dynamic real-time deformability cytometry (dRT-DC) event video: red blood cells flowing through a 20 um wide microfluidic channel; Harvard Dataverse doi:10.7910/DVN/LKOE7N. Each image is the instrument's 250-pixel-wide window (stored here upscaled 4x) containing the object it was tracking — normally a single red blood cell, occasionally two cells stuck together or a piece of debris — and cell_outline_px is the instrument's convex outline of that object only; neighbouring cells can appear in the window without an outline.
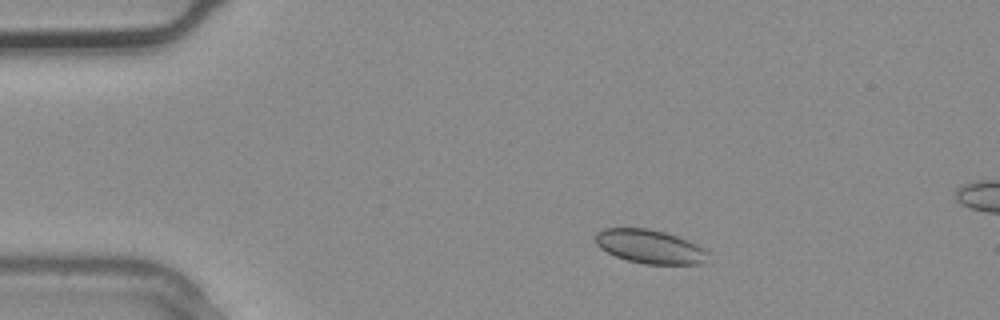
{"species": "common noctule bat (a hibernating species)", "species_latin": "Nyctalus noctula", "temperature_condition": "warm", "stored_images_in_passage": 4, "camera_frame_rate_fps": 3000, "um_per_image_px": 0.085, "animal": {"sex": "male", "body_mass_g": 20.4}, "frame": {"image": 1, "passage_image": 2, "time_ms": 0.333, "image_size_px": [1000, 320], "cell_outline_px": [[708, 252], [704, 260], [700, 264], [644, 264], [628, 260], [616, 256], [600, 248], [596, 244], [596, 232], [604, 228], [648, 228], [664, 232], [688, 240], [708, 248]], "centroid_in_image_um": [55.25, 20.95], "position_along_channel_um": 29.8, "area_um2": 22.14}}